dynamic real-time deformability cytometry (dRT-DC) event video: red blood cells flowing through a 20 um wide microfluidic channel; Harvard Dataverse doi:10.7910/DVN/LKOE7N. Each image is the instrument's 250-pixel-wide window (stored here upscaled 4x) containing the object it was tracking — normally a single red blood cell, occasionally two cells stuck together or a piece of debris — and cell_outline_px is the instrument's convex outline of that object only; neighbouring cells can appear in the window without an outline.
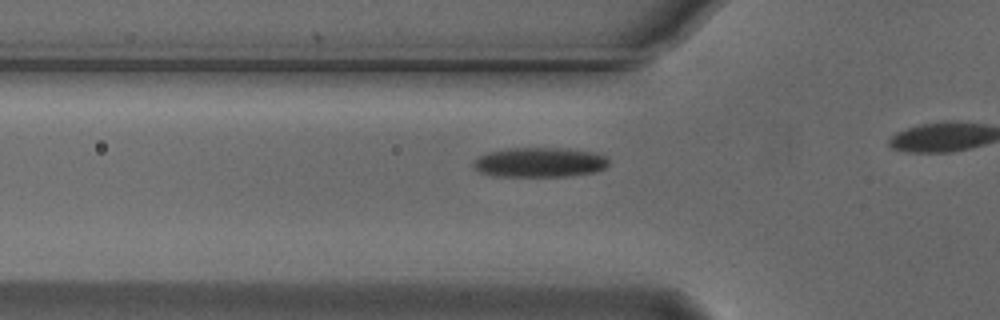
{"species": "Egyptian fruit bat (a non-hibernating species)", "species_latin": "Rousettus aegyptiacus", "temperature_condition": "cold", "stored_images_in_passage": 19, "camera_frame_rate_fps": 3000, "um_per_image_px": 0.085, "animal": {"sex": "male"}, "frame": {"image": 1, "passage_image": 14, "time_ms": 4.333, "image_size_px": [1000, 320], "cell_outline_px": [[608, 164], [604, 168], [596, 172], [572, 176], [496, 176], [480, 172], [472, 164], [480, 156], [488, 152], [508, 148], [560, 148], [596, 152], [604, 156], [608, 160]], "centroid_in_image_um": [45.9, 13.8], "position_along_channel_um": 79.9, "area_um2": 23.35}}